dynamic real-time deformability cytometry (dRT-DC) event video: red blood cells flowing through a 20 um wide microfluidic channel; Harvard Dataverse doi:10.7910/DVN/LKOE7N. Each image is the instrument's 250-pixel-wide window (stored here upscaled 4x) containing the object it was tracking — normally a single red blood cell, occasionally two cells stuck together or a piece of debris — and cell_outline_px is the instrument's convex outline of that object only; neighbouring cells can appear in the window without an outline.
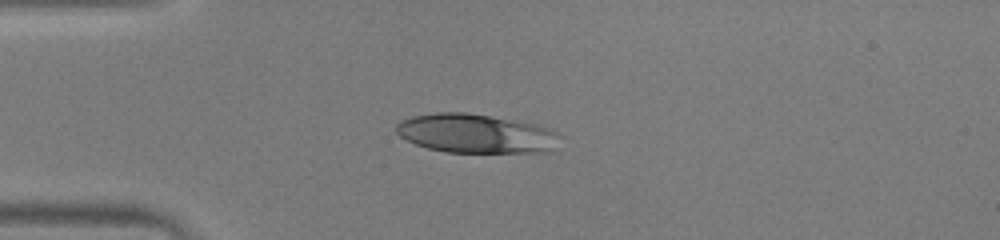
{"species": "human", "species_latin": "Homo sapiens", "temperature_condition": "warm", "stored_images_in_passage": 39, "camera_frame_rate_fps": 3000, "um_per_image_px": 0.085, "donor": {"sex": "male"}, "frame": {"image": 1, "passage_image": 1, "time_ms": 0.0, "image_size_px": [1000, 240], "cell_outline_px": [[564, 136], [556, 152], [444, 152], [428, 148], [416, 144], [400, 136], [396, 132], [396, 124], [400, 120], [412, 116], [436, 112], [464, 112], [488, 116], [532, 124], [548, 128], [560, 132]], "centroid_in_image_um": [40.53, 11.37], "position_along_channel_um": 44.5, "area_um2": 37.57}}
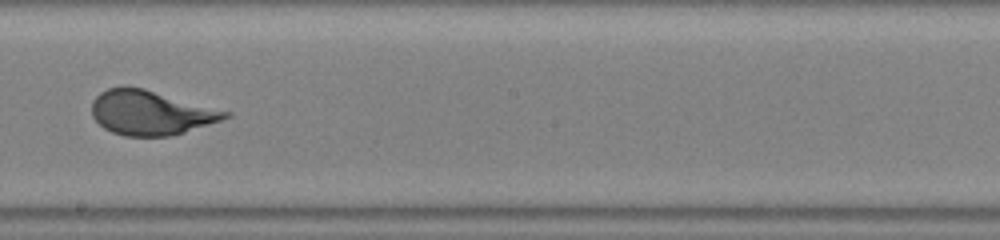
{"frame": {"image": 2, "passage_image": 17, "time_ms": 5.333, "image_size_px": [1000, 240], "cell_outline_px": [[232, 116], [184, 132], [168, 136], [124, 136], [112, 132], [104, 128], [92, 116], [92, 100], [100, 92], [108, 88], [124, 84], [144, 88], [232, 112]], "centroid_in_image_um": [12.78, 9.55], "position_along_channel_um": 235.4, "area_um2": 34.74}}
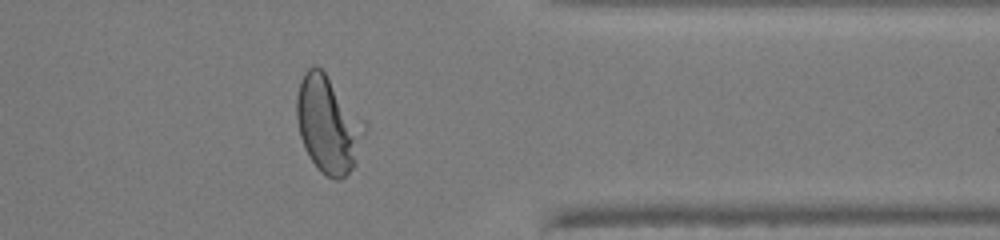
{"frame": {"image": 3, "passage_image": 29, "time_ms": 9.333, "image_size_px": [1000, 240], "cell_outline_px": [[356, 164], [340, 180], [336, 180], [320, 172], [316, 168], [300, 136], [296, 116], [296, 96], [300, 80], [304, 72], [312, 64], [316, 64], [324, 72], [356, 136]], "centroid_in_image_um": [27.59, 10.66], "position_along_channel_um": 383.8, "area_um2": 33.06}, "authors_computed_cell_mechanics": {"area_um2": 34.7956, "velocity_mm_per_s": 3.986, "shape_relaxation_time_tau1_ms": 3.9438, "shape_relaxation_time_tau2_ms": null, "deformation_change_tau1": 0.2211, "deformation_change_tau2": null}}